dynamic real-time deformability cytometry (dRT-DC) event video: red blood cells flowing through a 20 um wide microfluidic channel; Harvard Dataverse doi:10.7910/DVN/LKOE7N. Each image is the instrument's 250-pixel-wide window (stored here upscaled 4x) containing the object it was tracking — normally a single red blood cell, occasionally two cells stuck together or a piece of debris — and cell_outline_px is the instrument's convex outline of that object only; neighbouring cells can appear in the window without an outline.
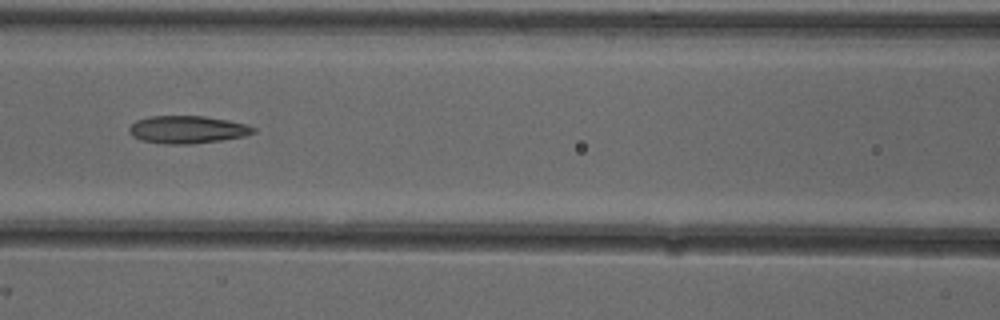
{"species": "common noctule bat (a hibernating species)", "species_latin": "Nyctalus noctula", "temperature_condition": "cold", "stored_images_in_passage": 6, "camera_frame_rate_fps": 3000, "um_per_image_px": 0.085, "animal": {"sex": "female"}, "frame": {"image": 1, "passage_image": 6, "time_ms": 1.667, "image_size_px": [1000, 320], "cell_outline_px": [[256, 132], [244, 136], [220, 140], [192, 144], [164, 144], [140, 140], [132, 136], [128, 132], [128, 128], [136, 120], [148, 116], [204, 116], [228, 120], [248, 124], [256, 128]], "centroid_in_image_um": [15.91, 11.01], "position_along_channel_um": 150.7, "area_um2": 20.17}}